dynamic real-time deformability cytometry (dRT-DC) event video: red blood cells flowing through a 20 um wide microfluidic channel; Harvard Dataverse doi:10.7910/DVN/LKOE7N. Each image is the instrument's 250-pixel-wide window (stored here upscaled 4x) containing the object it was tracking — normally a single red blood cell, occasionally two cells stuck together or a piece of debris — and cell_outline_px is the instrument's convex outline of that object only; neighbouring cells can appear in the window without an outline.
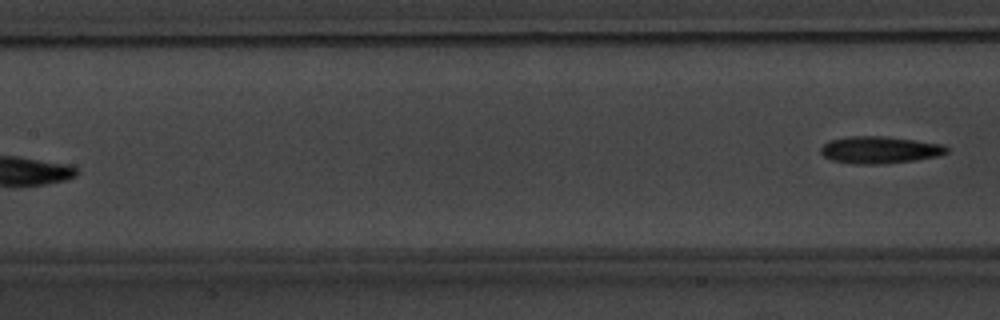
{"species": "common noctule bat (a hibernating species)", "species_latin": "Nyctalus noctula", "temperature_condition": "warm", "stored_images_in_passage": 6, "camera_frame_rate_fps": 3000, "um_per_image_px": 0.085, "animal": {"sex": "male", "body_mass_g": 20.1, "forearm_length_mm": 53.5}, "frame": {"image": 1, "passage_image": 6, "time_ms": 7.0, "image_size_px": [1000, 320], "cell_outline_px": [[948, 152], [936, 156], [912, 160], [884, 164], [856, 164], [832, 160], [824, 156], [820, 152], [820, 148], [824, 144], [832, 140], [848, 136], [884, 136], [940, 144], [948, 148]], "centroid_in_image_um": [74.73, 12.74], "position_along_channel_um": 132.7, "area_um2": 19.54}}